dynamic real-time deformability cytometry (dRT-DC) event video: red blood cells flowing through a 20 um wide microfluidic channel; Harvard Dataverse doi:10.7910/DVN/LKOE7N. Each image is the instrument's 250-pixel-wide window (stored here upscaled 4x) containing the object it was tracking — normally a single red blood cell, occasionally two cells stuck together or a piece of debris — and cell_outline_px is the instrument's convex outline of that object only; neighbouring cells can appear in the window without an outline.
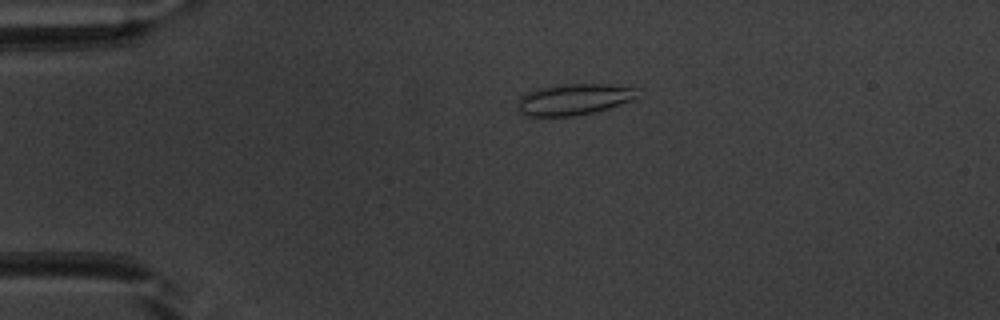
{"species": "common noctule bat (a hibernating species)", "species_latin": "Nyctalus noctula", "temperature_condition": "warm", "stored_images_in_passage": 48, "camera_frame_rate_fps": 3000, "um_per_image_px": 0.085, "animal": {"sex": "male", "body_mass_g": 20.1, "forearm_length_mm": 53.5}, "frame": {"image": 1, "passage_image": 8, "time_ms": 2.333, "image_size_px": [1000, 320], "cell_outline_px": [[636, 100], [608, 108], [592, 112], [572, 116], [524, 116], [520, 112], [516, 104], [516, 100], [520, 96], [528, 92], [540, 88], [564, 84], [608, 84], [636, 88]], "centroid_in_image_um": [48.75, 8.45], "position_along_channel_um": 36.2, "area_um2": 21.79}}
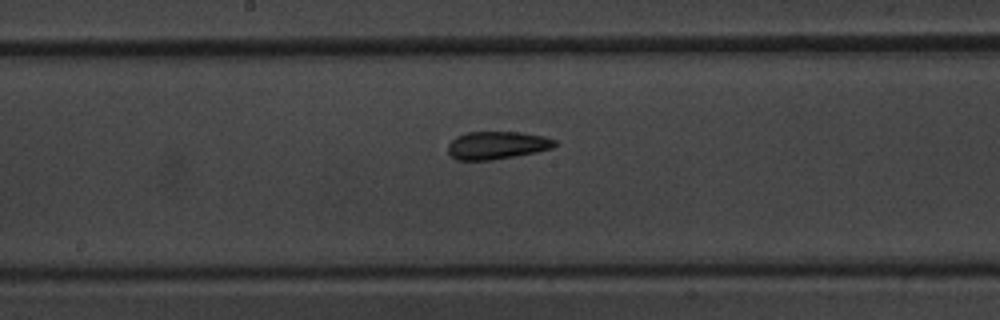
{"frame": {"image": 2, "passage_image": 24, "time_ms": 7.667, "image_size_px": [1000, 320], "cell_outline_px": [[556, 144], [552, 148], [536, 152], [516, 156], [492, 160], [456, 160], [448, 152], [448, 144], [456, 136], [468, 132], [520, 132], [544, 136], [556, 140]], "centroid_in_image_um": [42.24, 12.35], "position_along_channel_um": 206.0, "area_um2": 17.34}}
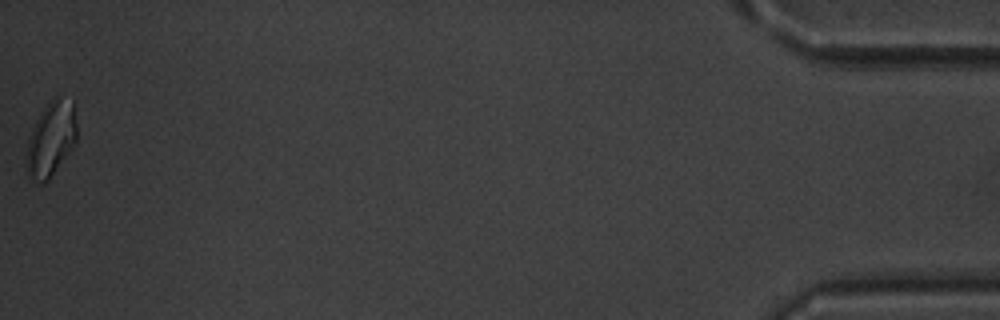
{"frame": {"image": 3, "passage_image": 48, "time_ms": 15.667, "image_size_px": [1000, 320], "cell_outline_px": [[76, 140], [68, 152], [48, 180], [44, 184], [28, 180], [28, 140], [32, 128], [40, 112], [56, 96], [72, 100], [76, 124]], "centroid_in_image_um": [4.33, 11.82], "position_along_channel_um": 430.9, "area_um2": 21.33}, "authors_computed_cell_mechanics": {"area_um2": 17.9758, "velocity_mm_per_s": 3.9624, "shape_relaxation_time_tau1_ms": 3.5779, "shape_relaxation_time_tau2_ms": 1.8867, "deformation_change_tau1": 0.1031, "deformation_change_tau2": 0.063}}